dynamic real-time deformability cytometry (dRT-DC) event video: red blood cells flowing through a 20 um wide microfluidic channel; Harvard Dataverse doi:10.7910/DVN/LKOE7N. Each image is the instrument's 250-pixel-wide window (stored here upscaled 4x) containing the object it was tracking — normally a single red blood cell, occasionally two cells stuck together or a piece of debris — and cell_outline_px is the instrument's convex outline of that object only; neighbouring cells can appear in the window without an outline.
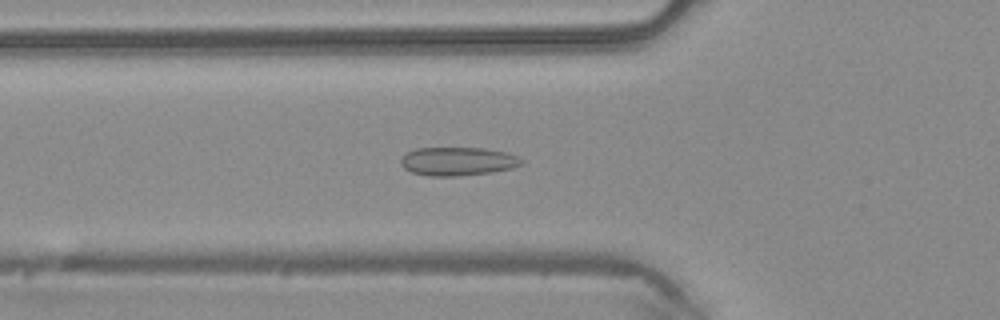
{"species": "common noctule bat (a hibernating species)", "species_latin": "Nyctalus noctula", "temperature_condition": "warm", "stored_images_in_passage": 46, "camera_frame_rate_fps": 3000, "um_per_image_px": 0.085, "animal": {"sex": "male", "body_mass_g": 20.4}, "frame": {"image": 1, "passage_image": 15, "time_ms": 4.667, "image_size_px": [1000, 320], "cell_outline_px": [[524, 164], [512, 168], [492, 172], [460, 176], [428, 176], [412, 172], [404, 168], [400, 164], [400, 156], [416, 148], [484, 148], [504, 152], [520, 156], [524, 160]], "centroid_in_image_um": [38.92, 13.71], "position_along_channel_um": 86.9, "area_um2": 20.29}}
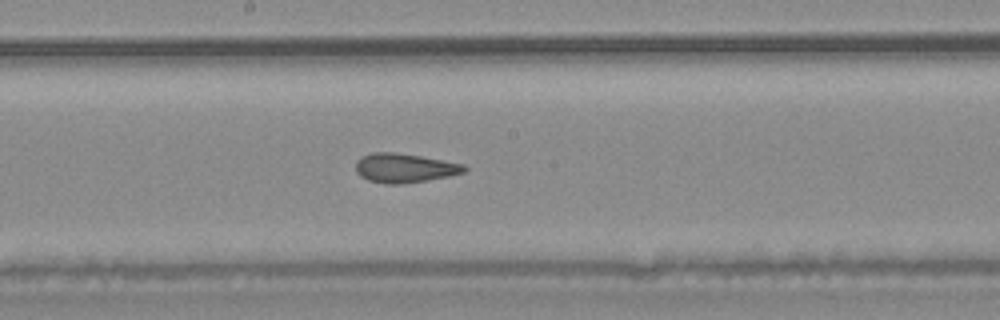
{"frame": {"image": 2, "passage_image": 24, "time_ms": 7.667, "image_size_px": [1000, 320], "cell_outline_px": [[468, 168], [464, 172], [448, 176], [428, 180], [400, 184], [388, 184], [368, 180], [360, 176], [356, 172], [356, 160], [360, 156], [372, 152], [396, 152], [420, 156], [464, 164]], "centroid_in_image_um": [34.35, 14.27], "position_along_channel_um": 213.9, "area_um2": 18.5}}
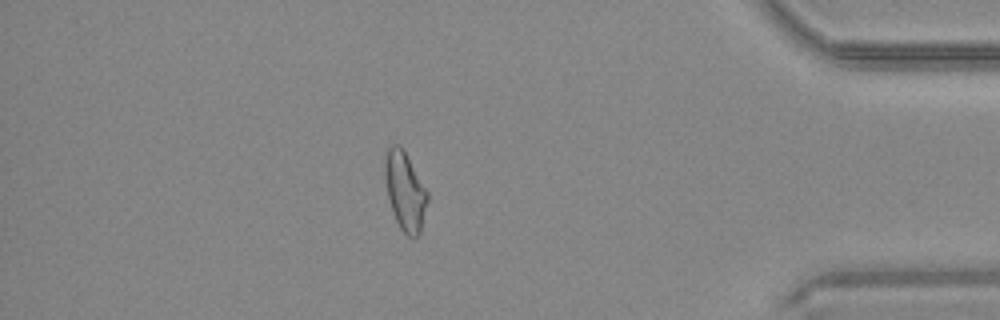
{"frame": {"image": 3, "passage_image": 40, "time_ms": 13.0, "image_size_px": [1000, 320], "cell_outline_px": [[428, 200], [420, 236], [408, 236], [400, 228], [396, 220], [388, 196], [384, 176], [384, 160], [388, 148], [392, 144], [400, 144], [428, 192]], "centroid_in_image_um": [34.43, 16.24], "position_along_channel_um": 400.8, "area_um2": 19.36}, "authors_computed_cell_mechanics": {"area_um2": 19.4208, "velocity_mm_per_s": 4.2014, "shape_relaxation_time_tau1_ms": null, "shape_relaxation_time_tau2_ms": 1.4076, "deformation_change_tau1": null, "deformation_change_tau2": 0.0849}}